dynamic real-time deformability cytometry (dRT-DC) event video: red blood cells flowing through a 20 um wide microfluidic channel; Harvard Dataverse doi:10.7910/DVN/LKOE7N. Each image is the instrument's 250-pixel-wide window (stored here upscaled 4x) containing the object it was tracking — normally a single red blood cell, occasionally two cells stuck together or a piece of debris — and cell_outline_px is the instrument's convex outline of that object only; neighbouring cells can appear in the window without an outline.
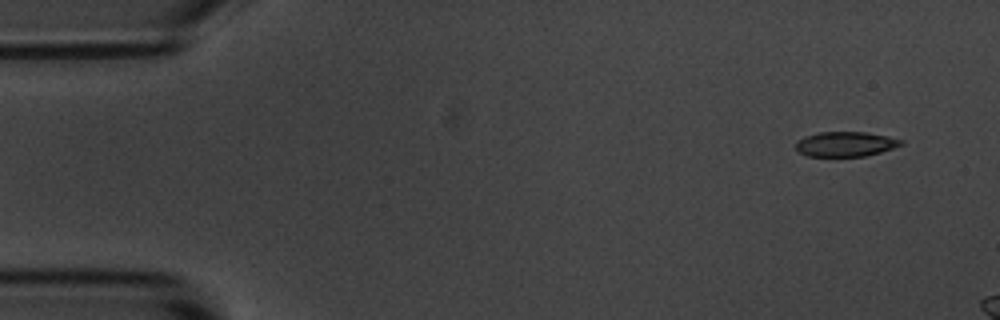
{"species": "common noctule bat (a hibernating species)", "species_latin": "Nyctalus noctula", "temperature_condition": "room temperature", "stored_images_in_passage": 3, "camera_frame_rate_fps": 3000, "um_per_image_px": 0.085, "animal": {"sex": "male", "body_mass_g": 20.1, "forearm_length_mm": 53.5}, "frame": {"image": 1, "passage_image": 1, "time_ms": 0.0, "image_size_px": [1000, 320], "cell_outline_px": [[904, 144], [880, 152], [864, 156], [808, 156], [800, 152], [796, 148], [796, 140], [804, 136], [820, 132], [868, 132], [888, 136], [904, 140]], "centroid_in_image_um": [71.88, 12.23], "position_along_channel_um": 13.1, "area_um2": 15.26}}